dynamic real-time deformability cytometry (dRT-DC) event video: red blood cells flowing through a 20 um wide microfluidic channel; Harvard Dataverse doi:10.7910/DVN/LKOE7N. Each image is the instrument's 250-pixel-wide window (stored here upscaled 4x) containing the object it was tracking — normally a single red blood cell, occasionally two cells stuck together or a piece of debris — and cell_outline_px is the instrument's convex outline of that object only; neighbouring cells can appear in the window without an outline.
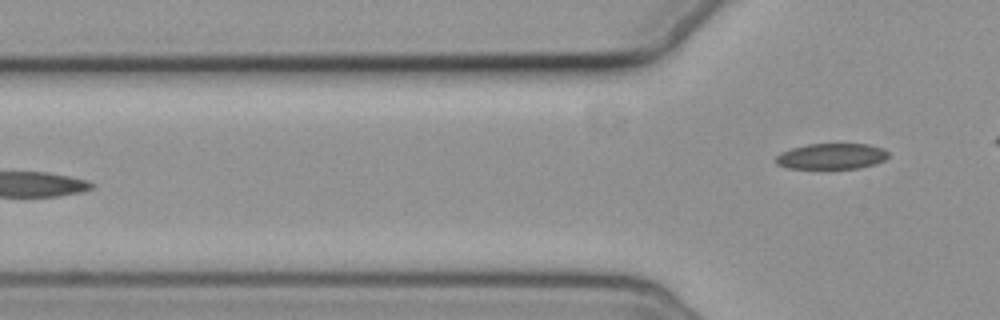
{"species": "common noctule bat (a hibernating species)", "species_latin": "Nyctalus noctula", "temperature_condition": "cold", "stored_images_in_passage": 5, "camera_frame_rate_fps": 3000, "um_per_image_px": 0.085, "animal": {"sex": "female", "body_mass_g": 19.3, "forearm_length_mm": 54.1}, "frame": {"image": 1, "passage_image": 5, "time_ms": 5.667, "image_size_px": [1000, 320], "cell_outline_px": [[888, 156], [884, 160], [876, 164], [860, 168], [788, 168], [776, 164], [776, 156], [780, 152], [792, 148], [808, 144], [868, 144], [884, 148], [888, 152]], "centroid_in_image_um": [70.7, 13.28], "position_along_channel_um": 55.1, "area_um2": 16.94}}